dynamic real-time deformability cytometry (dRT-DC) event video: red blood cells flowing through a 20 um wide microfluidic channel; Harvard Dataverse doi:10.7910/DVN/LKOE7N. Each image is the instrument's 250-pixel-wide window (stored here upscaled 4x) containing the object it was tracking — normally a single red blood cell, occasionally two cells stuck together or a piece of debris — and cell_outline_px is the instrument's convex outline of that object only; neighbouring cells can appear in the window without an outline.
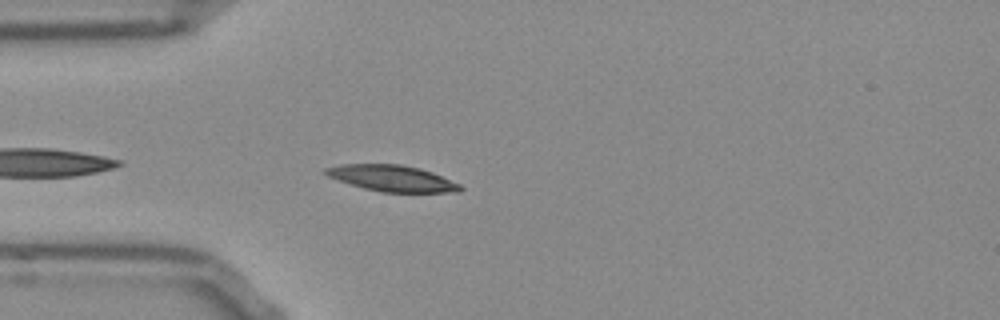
{"species": "Egyptian fruit bat (a non-hibernating species)", "species_latin": "Rousettus aegyptiacus", "temperature_condition": "room temperature", "stored_images_in_passage": 42, "camera_frame_rate_fps": 3000, "um_per_image_px": 0.085, "frame": {"image": 1, "passage_image": 3, "time_ms": 0.667, "image_size_px": [1000, 320], "cell_outline_px": [[464, 188], [460, 192], [380, 192], [364, 188], [328, 176], [324, 172], [324, 168], [340, 164], [400, 164], [420, 168], [432, 172], [460, 184]], "centroid_in_image_um": [33.35, 15.15], "position_along_channel_um": 51.6, "area_um2": 20.4}}
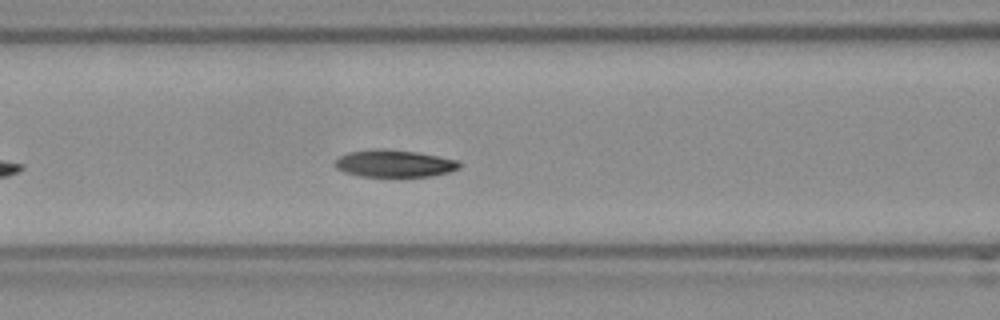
{"frame": {"image": 2, "passage_image": 10, "time_ms": 3.0, "image_size_px": [1000, 320], "cell_outline_px": [[460, 168], [448, 172], [428, 176], [360, 176], [344, 172], [336, 168], [332, 164], [332, 160], [348, 152], [376, 148], [380, 148], [416, 152], [460, 160]], "centroid_in_image_um": [33.46, 13.88], "position_along_channel_um": 133.1, "area_um2": 19.83}}
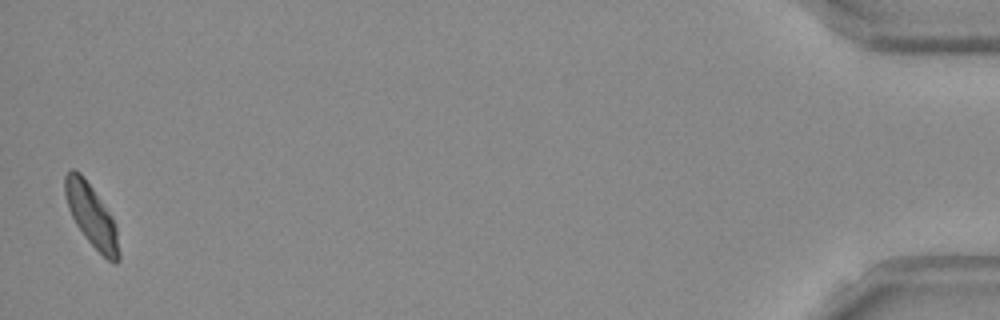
{"frame": {"image": 3, "passage_image": 41, "time_ms": 13.333, "image_size_px": [1000, 320], "cell_outline_px": [[120, 260], [116, 264], [108, 260], [84, 236], [76, 224], [68, 208], [64, 192], [64, 176], [72, 168], [80, 172], [92, 188], [112, 216], [116, 228], [120, 252]], "centroid_in_image_um": [7.77, 18.33], "position_along_channel_um": 427.4, "area_um2": 19.36}, "authors_computed_cell_mechanics": {"area_um2": 19.8832, "velocity_mm_per_s": 3.7867, "shape_relaxation_time_tau1_ms": 5.4387, "shape_relaxation_time_tau2_ms": 3.8532, "deformation_change_tau1": 0.1372, "deformation_change_tau2": 0.0841}}